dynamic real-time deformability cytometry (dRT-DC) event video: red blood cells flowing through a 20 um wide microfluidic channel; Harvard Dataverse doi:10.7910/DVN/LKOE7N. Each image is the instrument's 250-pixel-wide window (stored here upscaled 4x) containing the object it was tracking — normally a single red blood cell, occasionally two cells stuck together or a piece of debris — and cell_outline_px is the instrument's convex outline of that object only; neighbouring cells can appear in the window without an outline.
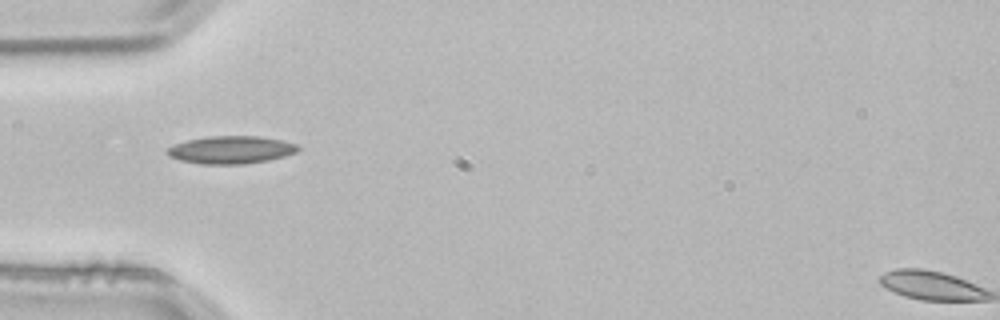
{"species": "common noctule bat (a hibernating species)", "species_latin": "Nyctalus noctula", "temperature_condition": "room temperature", "stored_images_in_passage": 4, "camera_frame_rate_fps": 3000, "um_per_image_px": 0.085, "animal": {"sex": "male", "body_mass_g": 21.5, "forearm_length_mm": 52.0}, "frame": {"image": 1, "passage_image": 4, "time_ms": 1.0, "image_size_px": [1000, 320], "cell_outline_px": [[300, 148], [296, 152], [284, 156], [268, 160], [244, 164], [200, 164], [180, 160], [168, 156], [164, 152], [168, 148], [176, 144], [188, 140], [208, 136], [260, 136], [280, 140], [296, 144]], "centroid_in_image_um": [19.61, 12.74], "position_along_channel_um": 65.4, "area_um2": 21.04}}